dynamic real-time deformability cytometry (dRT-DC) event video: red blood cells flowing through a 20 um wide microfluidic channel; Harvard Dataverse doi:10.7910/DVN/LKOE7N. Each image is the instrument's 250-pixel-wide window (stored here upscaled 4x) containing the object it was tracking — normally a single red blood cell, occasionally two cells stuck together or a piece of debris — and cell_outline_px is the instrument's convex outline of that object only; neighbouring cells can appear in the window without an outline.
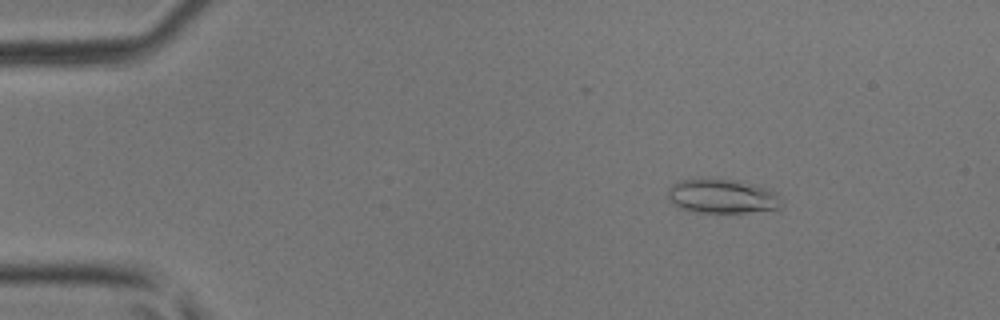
{"species": "common noctule bat (a hibernating species)", "species_latin": "Nyctalus noctula", "temperature_condition": "room temperature", "stored_images_in_passage": 47, "camera_frame_rate_fps": 3000, "um_per_image_px": 0.085, "animal": {"sex": "male", "body_mass_g": 17.9, "forearm_length_mm": 54.2}, "frame": {"image": 1, "passage_image": 7, "time_ms": 2.0, "image_size_px": [1000, 320], "cell_outline_px": [[784, 204], [780, 208], [748, 212], [700, 212], [680, 208], [668, 196], [668, 188], [672, 184], [680, 180], [700, 176], [708, 176], [740, 180], [768, 188], [776, 192], [780, 196]], "centroid_in_image_um": [61.41, 16.62], "position_along_channel_um": 23.6, "area_um2": 23.35}}
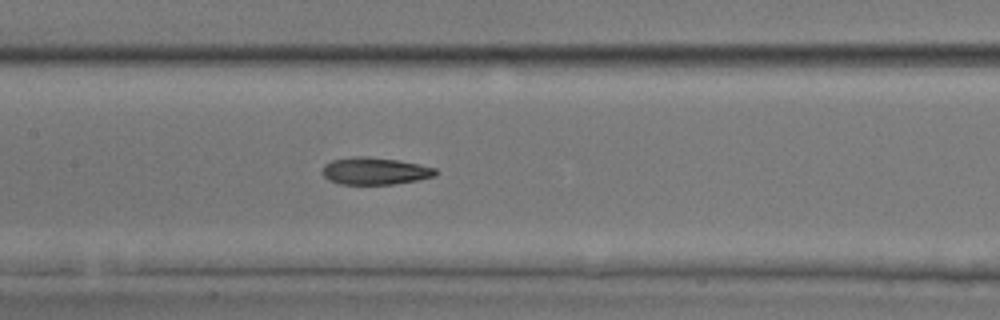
{"frame": {"image": 2, "passage_image": 23, "time_ms": 7.333, "image_size_px": [1000, 320], "cell_outline_px": [[440, 172], [436, 176], [416, 180], [392, 184], [340, 184], [328, 180], [320, 172], [324, 164], [332, 160], [356, 156], [364, 156], [396, 160], [420, 164], [436, 168]], "centroid_in_image_um": [31.86, 14.54], "position_along_channel_um": 175.5, "area_um2": 18.03}}
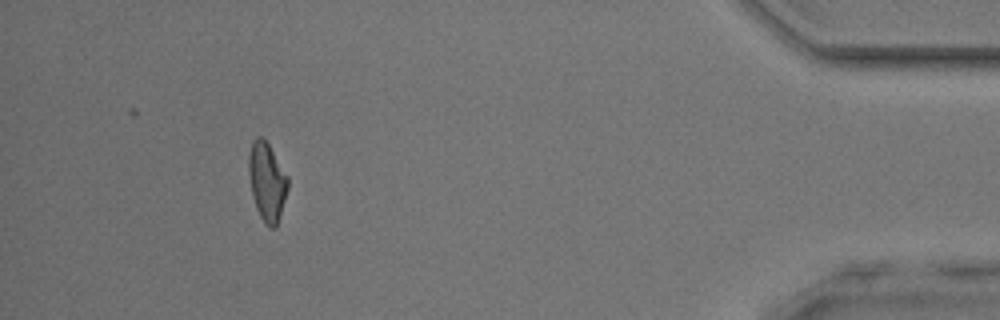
{"frame": {"image": 3, "passage_image": 43, "time_ms": 14.0, "image_size_px": [1000, 320], "cell_outline_px": [[288, 188], [276, 228], [268, 228], [264, 224], [256, 208], [252, 196], [248, 172], [248, 156], [252, 140], [256, 136], [260, 136], [268, 144], [288, 176]], "centroid_in_image_um": [22.68, 15.46], "position_along_channel_um": 412.5, "area_um2": 17.98}}